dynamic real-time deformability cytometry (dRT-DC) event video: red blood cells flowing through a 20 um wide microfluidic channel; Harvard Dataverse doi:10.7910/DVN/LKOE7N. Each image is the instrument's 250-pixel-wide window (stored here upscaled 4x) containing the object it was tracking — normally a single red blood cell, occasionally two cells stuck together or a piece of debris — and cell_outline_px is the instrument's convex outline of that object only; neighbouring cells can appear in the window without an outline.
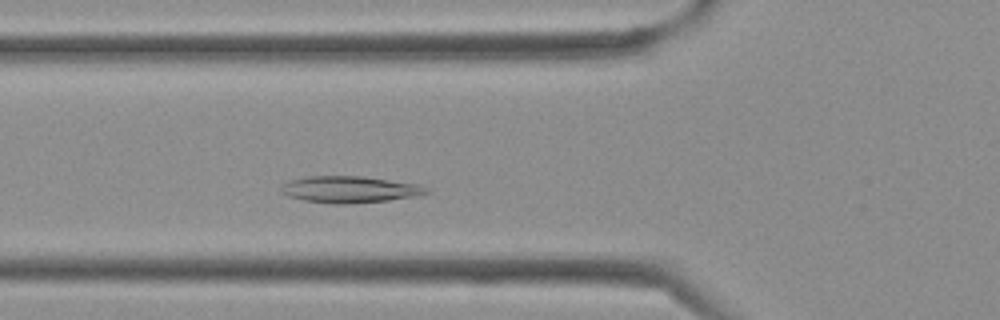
{"species": "Egyptian fruit bat (a non-hibernating species)", "species_latin": "Rousettus aegyptiacus", "temperature_condition": "cold", "stored_images_in_passage": 35, "camera_frame_rate_fps": 3000, "um_per_image_px": 0.085, "frame": {"image": 1, "passage_image": 9, "time_ms": 2.667, "image_size_px": [1000, 320], "cell_outline_px": [[428, 192], [420, 196], [388, 200], [344, 204], [332, 204], [304, 200], [288, 196], [280, 192], [280, 188], [288, 180], [308, 176], [364, 176], [420, 184], [428, 188]], "centroid_in_image_um": [29.74, 16.1], "position_along_channel_um": 96.1, "area_um2": 22.72}}
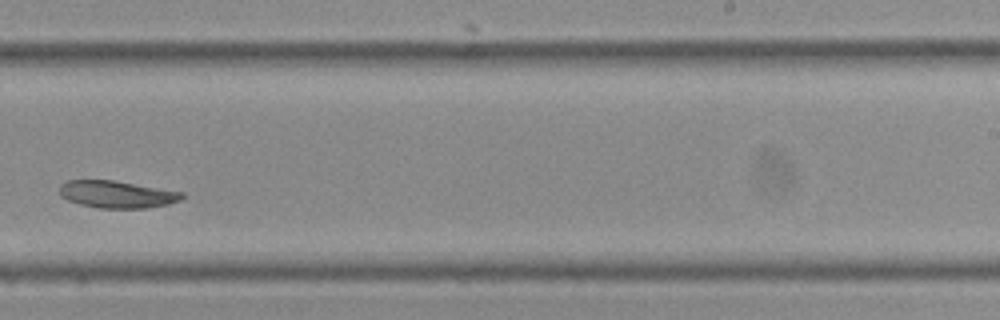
{"frame": {"image": 2, "passage_image": 20, "time_ms": 6.333, "image_size_px": [1000, 320], "cell_outline_px": [[184, 196], [180, 200], [168, 204], [144, 208], [100, 208], [80, 204], [68, 200], [60, 196], [60, 184], [68, 180], [112, 180], [184, 192]], "centroid_in_image_um": [9.93, 16.51], "position_along_channel_um": 279.1, "area_um2": 19.31}}
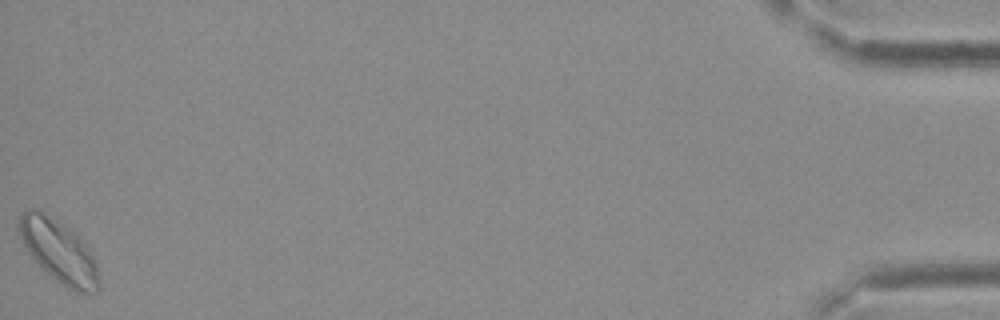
{"frame": {"image": 3, "passage_image": 35, "time_ms": 11.333, "image_size_px": [1000, 320], "cell_outline_px": [[100, 288], [96, 292], [84, 292], [68, 288], [56, 280], [32, 260], [20, 240], [16, 228], [16, 224], [20, 216], [28, 208], [36, 208], [64, 224], [76, 232], [88, 244], [96, 260], [100, 276]], "centroid_in_image_um": [5.0, 21.33], "position_along_channel_um": 430.2, "area_um2": 30.06}}